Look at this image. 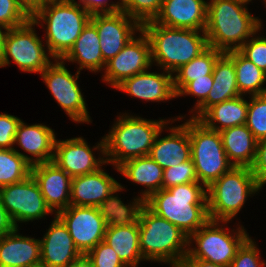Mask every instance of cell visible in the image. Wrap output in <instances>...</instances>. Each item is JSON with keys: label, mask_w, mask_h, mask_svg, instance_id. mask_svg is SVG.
<instances>
[{"label": "cell", "mask_w": 266, "mask_h": 267, "mask_svg": "<svg viewBox=\"0 0 266 267\" xmlns=\"http://www.w3.org/2000/svg\"><path fill=\"white\" fill-rule=\"evenodd\" d=\"M142 30L150 42L152 64L171 74L209 47L205 31L168 27L153 20L143 23Z\"/></svg>", "instance_id": "8992f818"}, {"label": "cell", "mask_w": 266, "mask_h": 267, "mask_svg": "<svg viewBox=\"0 0 266 267\" xmlns=\"http://www.w3.org/2000/svg\"><path fill=\"white\" fill-rule=\"evenodd\" d=\"M53 61L40 73L43 82L72 121L80 124L90 123L86 100L77 82L81 72L77 70L75 75H72L65 67L64 61Z\"/></svg>", "instance_id": "7c38bea8"}, {"label": "cell", "mask_w": 266, "mask_h": 267, "mask_svg": "<svg viewBox=\"0 0 266 267\" xmlns=\"http://www.w3.org/2000/svg\"><path fill=\"white\" fill-rule=\"evenodd\" d=\"M31 175L39 185L47 206L55 215L70 205L72 177L53 161L33 165Z\"/></svg>", "instance_id": "d6986e66"}, {"label": "cell", "mask_w": 266, "mask_h": 267, "mask_svg": "<svg viewBox=\"0 0 266 267\" xmlns=\"http://www.w3.org/2000/svg\"><path fill=\"white\" fill-rule=\"evenodd\" d=\"M21 119L7 113H0V149H12Z\"/></svg>", "instance_id": "b9f144b4"}, {"label": "cell", "mask_w": 266, "mask_h": 267, "mask_svg": "<svg viewBox=\"0 0 266 267\" xmlns=\"http://www.w3.org/2000/svg\"><path fill=\"white\" fill-rule=\"evenodd\" d=\"M125 47L106 62L102 80L113 87L123 80L152 67L151 46L147 35L141 30Z\"/></svg>", "instance_id": "9a60e30c"}, {"label": "cell", "mask_w": 266, "mask_h": 267, "mask_svg": "<svg viewBox=\"0 0 266 267\" xmlns=\"http://www.w3.org/2000/svg\"><path fill=\"white\" fill-rule=\"evenodd\" d=\"M94 149L103 157L96 158ZM53 162L72 178L95 172L106 164L104 137L93 149L82 137L56 139Z\"/></svg>", "instance_id": "2e32d148"}, {"label": "cell", "mask_w": 266, "mask_h": 267, "mask_svg": "<svg viewBox=\"0 0 266 267\" xmlns=\"http://www.w3.org/2000/svg\"><path fill=\"white\" fill-rule=\"evenodd\" d=\"M67 267H93V265L86 255H82L80 258L70 263Z\"/></svg>", "instance_id": "c3c4849f"}, {"label": "cell", "mask_w": 266, "mask_h": 267, "mask_svg": "<svg viewBox=\"0 0 266 267\" xmlns=\"http://www.w3.org/2000/svg\"><path fill=\"white\" fill-rule=\"evenodd\" d=\"M99 42L97 29L89 22L76 39L72 48L61 60L78 63V71L87 69L94 73L100 72L105 69L106 62L103 59Z\"/></svg>", "instance_id": "f1b7e54d"}, {"label": "cell", "mask_w": 266, "mask_h": 267, "mask_svg": "<svg viewBox=\"0 0 266 267\" xmlns=\"http://www.w3.org/2000/svg\"><path fill=\"white\" fill-rule=\"evenodd\" d=\"M0 200L17 228L20 222L40 220L49 213L54 214L32 175L0 188Z\"/></svg>", "instance_id": "5bb4252c"}, {"label": "cell", "mask_w": 266, "mask_h": 267, "mask_svg": "<svg viewBox=\"0 0 266 267\" xmlns=\"http://www.w3.org/2000/svg\"><path fill=\"white\" fill-rule=\"evenodd\" d=\"M169 135L160 138L157 134L149 156L164 169L191 159V145L188 129L183 125L167 127Z\"/></svg>", "instance_id": "603a6c76"}, {"label": "cell", "mask_w": 266, "mask_h": 267, "mask_svg": "<svg viewBox=\"0 0 266 267\" xmlns=\"http://www.w3.org/2000/svg\"><path fill=\"white\" fill-rule=\"evenodd\" d=\"M180 267H226V266L217 265L215 263L201 259H192L187 254L184 260L182 261Z\"/></svg>", "instance_id": "bcb514c9"}, {"label": "cell", "mask_w": 266, "mask_h": 267, "mask_svg": "<svg viewBox=\"0 0 266 267\" xmlns=\"http://www.w3.org/2000/svg\"><path fill=\"white\" fill-rule=\"evenodd\" d=\"M56 133L45 124L18 125L14 144L21 147L30 157L31 166L53 161Z\"/></svg>", "instance_id": "cb8c5ba5"}, {"label": "cell", "mask_w": 266, "mask_h": 267, "mask_svg": "<svg viewBox=\"0 0 266 267\" xmlns=\"http://www.w3.org/2000/svg\"><path fill=\"white\" fill-rule=\"evenodd\" d=\"M223 148L229 162L235 167H249L254 164L258 140L244 125L229 127L220 131Z\"/></svg>", "instance_id": "83f0119b"}, {"label": "cell", "mask_w": 266, "mask_h": 267, "mask_svg": "<svg viewBox=\"0 0 266 267\" xmlns=\"http://www.w3.org/2000/svg\"><path fill=\"white\" fill-rule=\"evenodd\" d=\"M29 267H48V266L45 265V264L39 263V264H36V265H33V266H29Z\"/></svg>", "instance_id": "f907efd6"}, {"label": "cell", "mask_w": 266, "mask_h": 267, "mask_svg": "<svg viewBox=\"0 0 266 267\" xmlns=\"http://www.w3.org/2000/svg\"><path fill=\"white\" fill-rule=\"evenodd\" d=\"M78 2L77 4L91 15L121 11V1L111 2V4L108 3V0H79Z\"/></svg>", "instance_id": "ee69618b"}, {"label": "cell", "mask_w": 266, "mask_h": 267, "mask_svg": "<svg viewBox=\"0 0 266 267\" xmlns=\"http://www.w3.org/2000/svg\"><path fill=\"white\" fill-rule=\"evenodd\" d=\"M30 156L18 149H0V188L17 183L31 175Z\"/></svg>", "instance_id": "d6a6232c"}, {"label": "cell", "mask_w": 266, "mask_h": 267, "mask_svg": "<svg viewBox=\"0 0 266 267\" xmlns=\"http://www.w3.org/2000/svg\"><path fill=\"white\" fill-rule=\"evenodd\" d=\"M227 223L229 221L209 219L189 237L188 255L192 259H201L229 267L236 256L237 250L249 238V234L243 226H239L232 231L224 228L223 226ZM192 241L195 246L190 248Z\"/></svg>", "instance_id": "9c48e42d"}, {"label": "cell", "mask_w": 266, "mask_h": 267, "mask_svg": "<svg viewBox=\"0 0 266 267\" xmlns=\"http://www.w3.org/2000/svg\"><path fill=\"white\" fill-rule=\"evenodd\" d=\"M103 241L114 249L127 267H138L145 261L140 252L138 220L127 208L109 220Z\"/></svg>", "instance_id": "ac0fdd59"}, {"label": "cell", "mask_w": 266, "mask_h": 267, "mask_svg": "<svg viewBox=\"0 0 266 267\" xmlns=\"http://www.w3.org/2000/svg\"><path fill=\"white\" fill-rule=\"evenodd\" d=\"M116 170L132 183L146 187L131 203H143L153 193L162 189L163 168L149 155L127 160L116 167Z\"/></svg>", "instance_id": "4316f807"}, {"label": "cell", "mask_w": 266, "mask_h": 267, "mask_svg": "<svg viewBox=\"0 0 266 267\" xmlns=\"http://www.w3.org/2000/svg\"><path fill=\"white\" fill-rule=\"evenodd\" d=\"M223 52L208 47L199 56L186 63L173 74V86L176 95L191 81L196 78H207L213 73L214 65Z\"/></svg>", "instance_id": "1f68e13d"}, {"label": "cell", "mask_w": 266, "mask_h": 267, "mask_svg": "<svg viewBox=\"0 0 266 267\" xmlns=\"http://www.w3.org/2000/svg\"><path fill=\"white\" fill-rule=\"evenodd\" d=\"M207 10L205 0H163L153 21L168 27L205 31Z\"/></svg>", "instance_id": "44dd1931"}, {"label": "cell", "mask_w": 266, "mask_h": 267, "mask_svg": "<svg viewBox=\"0 0 266 267\" xmlns=\"http://www.w3.org/2000/svg\"><path fill=\"white\" fill-rule=\"evenodd\" d=\"M0 237V267H29L41 263L40 239L18 233Z\"/></svg>", "instance_id": "484cf974"}, {"label": "cell", "mask_w": 266, "mask_h": 267, "mask_svg": "<svg viewBox=\"0 0 266 267\" xmlns=\"http://www.w3.org/2000/svg\"><path fill=\"white\" fill-rule=\"evenodd\" d=\"M255 32L239 49V51L266 73V38L256 36Z\"/></svg>", "instance_id": "74e56055"}, {"label": "cell", "mask_w": 266, "mask_h": 267, "mask_svg": "<svg viewBox=\"0 0 266 267\" xmlns=\"http://www.w3.org/2000/svg\"><path fill=\"white\" fill-rule=\"evenodd\" d=\"M90 22L97 29L105 62L115 57L142 30V25L123 11L93 14Z\"/></svg>", "instance_id": "e0dca14e"}, {"label": "cell", "mask_w": 266, "mask_h": 267, "mask_svg": "<svg viewBox=\"0 0 266 267\" xmlns=\"http://www.w3.org/2000/svg\"><path fill=\"white\" fill-rule=\"evenodd\" d=\"M47 0H17L23 9L32 16Z\"/></svg>", "instance_id": "7dc6e473"}, {"label": "cell", "mask_w": 266, "mask_h": 267, "mask_svg": "<svg viewBox=\"0 0 266 267\" xmlns=\"http://www.w3.org/2000/svg\"><path fill=\"white\" fill-rule=\"evenodd\" d=\"M247 114L248 100L240 95L234 99L212 105L198 120L207 128L220 132L229 127L244 125Z\"/></svg>", "instance_id": "f546056e"}, {"label": "cell", "mask_w": 266, "mask_h": 267, "mask_svg": "<svg viewBox=\"0 0 266 267\" xmlns=\"http://www.w3.org/2000/svg\"><path fill=\"white\" fill-rule=\"evenodd\" d=\"M239 1H243L244 3L249 4V2H251L252 0H239Z\"/></svg>", "instance_id": "816d5d0a"}, {"label": "cell", "mask_w": 266, "mask_h": 267, "mask_svg": "<svg viewBox=\"0 0 266 267\" xmlns=\"http://www.w3.org/2000/svg\"><path fill=\"white\" fill-rule=\"evenodd\" d=\"M129 113L117 116V120L104 137L106 163L115 168L123 162L149 155L157 134L175 119L147 120L140 116H130Z\"/></svg>", "instance_id": "277c9868"}, {"label": "cell", "mask_w": 266, "mask_h": 267, "mask_svg": "<svg viewBox=\"0 0 266 267\" xmlns=\"http://www.w3.org/2000/svg\"><path fill=\"white\" fill-rule=\"evenodd\" d=\"M143 203L156 215L177 226L188 237L209 220L207 188L199 182L160 189Z\"/></svg>", "instance_id": "7a4b0ae2"}, {"label": "cell", "mask_w": 266, "mask_h": 267, "mask_svg": "<svg viewBox=\"0 0 266 267\" xmlns=\"http://www.w3.org/2000/svg\"><path fill=\"white\" fill-rule=\"evenodd\" d=\"M4 29L5 31H3ZM7 30L5 27L0 26V63L3 58V53H4V45H5V38L7 35Z\"/></svg>", "instance_id": "681fc988"}, {"label": "cell", "mask_w": 266, "mask_h": 267, "mask_svg": "<svg viewBox=\"0 0 266 267\" xmlns=\"http://www.w3.org/2000/svg\"><path fill=\"white\" fill-rule=\"evenodd\" d=\"M251 170L258 184L263 188L266 184V138L258 141L256 158Z\"/></svg>", "instance_id": "7bdbcfd3"}, {"label": "cell", "mask_w": 266, "mask_h": 267, "mask_svg": "<svg viewBox=\"0 0 266 267\" xmlns=\"http://www.w3.org/2000/svg\"><path fill=\"white\" fill-rule=\"evenodd\" d=\"M35 25L30 18L23 25L7 30L0 68L9 65L12 59L21 71L40 74L52 62L53 57L46 53L48 50L35 32Z\"/></svg>", "instance_id": "30bf717a"}, {"label": "cell", "mask_w": 266, "mask_h": 267, "mask_svg": "<svg viewBox=\"0 0 266 267\" xmlns=\"http://www.w3.org/2000/svg\"><path fill=\"white\" fill-rule=\"evenodd\" d=\"M91 16L75 0H47L31 19L36 26L46 29L44 45L54 60L62 59L69 52Z\"/></svg>", "instance_id": "5b68a950"}, {"label": "cell", "mask_w": 266, "mask_h": 267, "mask_svg": "<svg viewBox=\"0 0 266 267\" xmlns=\"http://www.w3.org/2000/svg\"><path fill=\"white\" fill-rule=\"evenodd\" d=\"M30 18L17 0H0V26L11 29L23 25Z\"/></svg>", "instance_id": "8d00e7d4"}, {"label": "cell", "mask_w": 266, "mask_h": 267, "mask_svg": "<svg viewBox=\"0 0 266 267\" xmlns=\"http://www.w3.org/2000/svg\"><path fill=\"white\" fill-rule=\"evenodd\" d=\"M163 0H122L121 11L141 25L152 21L159 14Z\"/></svg>", "instance_id": "e575fe53"}, {"label": "cell", "mask_w": 266, "mask_h": 267, "mask_svg": "<svg viewBox=\"0 0 266 267\" xmlns=\"http://www.w3.org/2000/svg\"><path fill=\"white\" fill-rule=\"evenodd\" d=\"M261 189L251 168L233 166L207 187L209 219L232 221L247 198Z\"/></svg>", "instance_id": "52a82bcc"}, {"label": "cell", "mask_w": 266, "mask_h": 267, "mask_svg": "<svg viewBox=\"0 0 266 267\" xmlns=\"http://www.w3.org/2000/svg\"><path fill=\"white\" fill-rule=\"evenodd\" d=\"M129 96L145 101L164 102L177 97L173 86V74L145 71L123 80L115 87Z\"/></svg>", "instance_id": "7402d4cb"}, {"label": "cell", "mask_w": 266, "mask_h": 267, "mask_svg": "<svg viewBox=\"0 0 266 267\" xmlns=\"http://www.w3.org/2000/svg\"><path fill=\"white\" fill-rule=\"evenodd\" d=\"M183 125L190 136L191 159L198 181L207 188L233 165L223 148L220 132L207 128L193 118L187 119Z\"/></svg>", "instance_id": "ba28073f"}, {"label": "cell", "mask_w": 266, "mask_h": 267, "mask_svg": "<svg viewBox=\"0 0 266 267\" xmlns=\"http://www.w3.org/2000/svg\"><path fill=\"white\" fill-rule=\"evenodd\" d=\"M86 256L93 267H127L114 249L104 241L98 243Z\"/></svg>", "instance_id": "f35d334b"}, {"label": "cell", "mask_w": 266, "mask_h": 267, "mask_svg": "<svg viewBox=\"0 0 266 267\" xmlns=\"http://www.w3.org/2000/svg\"><path fill=\"white\" fill-rule=\"evenodd\" d=\"M243 1L210 0L207 10L205 34L208 46L223 53L239 50L255 32L262 21L254 17Z\"/></svg>", "instance_id": "3957f363"}, {"label": "cell", "mask_w": 266, "mask_h": 267, "mask_svg": "<svg viewBox=\"0 0 266 267\" xmlns=\"http://www.w3.org/2000/svg\"><path fill=\"white\" fill-rule=\"evenodd\" d=\"M212 76L214 80L212 89L190 118L198 119L212 105L241 95L237 86L234 62L226 53L217 59Z\"/></svg>", "instance_id": "d4e9b609"}, {"label": "cell", "mask_w": 266, "mask_h": 267, "mask_svg": "<svg viewBox=\"0 0 266 267\" xmlns=\"http://www.w3.org/2000/svg\"><path fill=\"white\" fill-rule=\"evenodd\" d=\"M123 188L125 187L100 168L71 179L70 205L100 207L118 214L127 208V204L118 195H114L122 192Z\"/></svg>", "instance_id": "8fae6325"}, {"label": "cell", "mask_w": 266, "mask_h": 267, "mask_svg": "<svg viewBox=\"0 0 266 267\" xmlns=\"http://www.w3.org/2000/svg\"><path fill=\"white\" fill-rule=\"evenodd\" d=\"M213 76L212 74L207 75V78H196L189 82L178 94L177 97L184 95H192L197 97V103L194 105V108L191 110V113L207 98L208 93L213 87Z\"/></svg>", "instance_id": "60d3db41"}, {"label": "cell", "mask_w": 266, "mask_h": 267, "mask_svg": "<svg viewBox=\"0 0 266 267\" xmlns=\"http://www.w3.org/2000/svg\"><path fill=\"white\" fill-rule=\"evenodd\" d=\"M249 237L237 250L229 267H264L265 261H261L260 251L256 242Z\"/></svg>", "instance_id": "ab89813d"}, {"label": "cell", "mask_w": 266, "mask_h": 267, "mask_svg": "<svg viewBox=\"0 0 266 267\" xmlns=\"http://www.w3.org/2000/svg\"><path fill=\"white\" fill-rule=\"evenodd\" d=\"M114 213L100 207L69 205L57 216L67 226L75 246L86 255L104 240L105 230Z\"/></svg>", "instance_id": "4fadbf2b"}, {"label": "cell", "mask_w": 266, "mask_h": 267, "mask_svg": "<svg viewBox=\"0 0 266 267\" xmlns=\"http://www.w3.org/2000/svg\"><path fill=\"white\" fill-rule=\"evenodd\" d=\"M250 97L245 125L260 141L266 138V94Z\"/></svg>", "instance_id": "836d02e7"}, {"label": "cell", "mask_w": 266, "mask_h": 267, "mask_svg": "<svg viewBox=\"0 0 266 267\" xmlns=\"http://www.w3.org/2000/svg\"><path fill=\"white\" fill-rule=\"evenodd\" d=\"M199 182L192 159L163 170L162 189Z\"/></svg>", "instance_id": "d590c367"}, {"label": "cell", "mask_w": 266, "mask_h": 267, "mask_svg": "<svg viewBox=\"0 0 266 267\" xmlns=\"http://www.w3.org/2000/svg\"><path fill=\"white\" fill-rule=\"evenodd\" d=\"M226 54L233 60L239 93L249 96L266 94V73L246 58L239 50Z\"/></svg>", "instance_id": "4dcf8cb0"}, {"label": "cell", "mask_w": 266, "mask_h": 267, "mask_svg": "<svg viewBox=\"0 0 266 267\" xmlns=\"http://www.w3.org/2000/svg\"><path fill=\"white\" fill-rule=\"evenodd\" d=\"M17 227L13 223L9 213L5 210V208L1 204L0 200V237L11 233Z\"/></svg>", "instance_id": "f6af8a7d"}, {"label": "cell", "mask_w": 266, "mask_h": 267, "mask_svg": "<svg viewBox=\"0 0 266 267\" xmlns=\"http://www.w3.org/2000/svg\"><path fill=\"white\" fill-rule=\"evenodd\" d=\"M43 238V239H42ZM40 240L41 263L48 267H67L82 256L67 226L57 216Z\"/></svg>", "instance_id": "ffe728a7"}, {"label": "cell", "mask_w": 266, "mask_h": 267, "mask_svg": "<svg viewBox=\"0 0 266 267\" xmlns=\"http://www.w3.org/2000/svg\"><path fill=\"white\" fill-rule=\"evenodd\" d=\"M127 209L138 220L140 252L144 260L180 267L188 254L189 237L177 226L152 212L144 203H130Z\"/></svg>", "instance_id": "6da1fadb"}]
</instances>
